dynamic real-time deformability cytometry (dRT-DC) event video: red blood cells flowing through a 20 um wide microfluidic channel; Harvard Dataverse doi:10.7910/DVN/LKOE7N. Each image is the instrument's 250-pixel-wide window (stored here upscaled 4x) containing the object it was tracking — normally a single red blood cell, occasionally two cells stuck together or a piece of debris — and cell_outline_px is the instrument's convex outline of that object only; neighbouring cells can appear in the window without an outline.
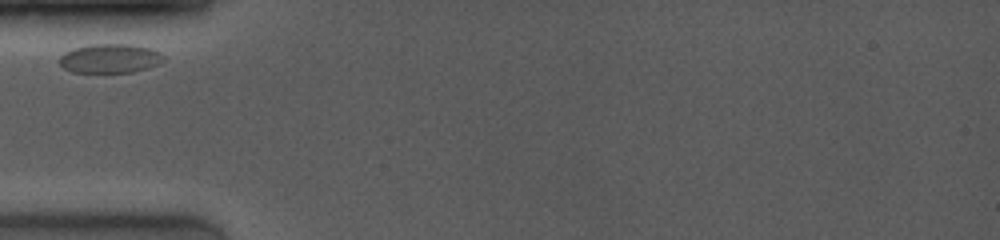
{"species": "common noctule bat (a hibernating species)", "species_latin": "Nyctalus noctula", "temperature_condition": "room temperature", "stored_images_in_passage": 5, "camera_frame_rate_fps": 4000, "um_per_image_px": 0.085, "animal": {"sex": "female", "body_mass_g": 19.0, "forearm_length_mm": 53.3}, "frame": {"image": 1, "passage_image": 1, "time_ms": 0.0, "image_size_px": [1000, 240], "cell_outline_px": [[164, 60], [160, 64], [148, 68], [132, 72], [72, 72], [64, 68], [60, 64], [60, 56], [64, 52], [72, 48], [88, 44], [132, 44], [152, 48], [160, 52], [164, 56]], "centroid_in_image_um": [9.37, 4.95], "position_along_channel_um": 75.6, "area_um2": 17.92}}